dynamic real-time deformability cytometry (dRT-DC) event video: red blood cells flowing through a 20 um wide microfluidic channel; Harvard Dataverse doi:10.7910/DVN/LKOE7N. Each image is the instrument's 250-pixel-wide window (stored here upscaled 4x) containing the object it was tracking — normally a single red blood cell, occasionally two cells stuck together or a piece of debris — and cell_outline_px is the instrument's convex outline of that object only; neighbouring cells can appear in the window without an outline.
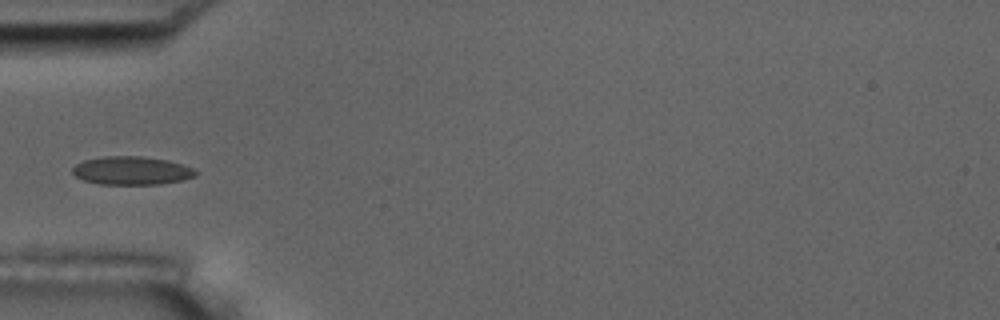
{"species": "common noctule bat (a hibernating species)", "species_latin": "Nyctalus noctula", "temperature_condition": "room temperature", "stored_images_in_passage": 10, "camera_frame_rate_fps": 3000, "um_per_image_px": 0.085, "animal": {"sex": "male", "body_mass_g": 17.5, "forearm_length_mm": 52.3}, "frame": {"image": 1, "passage_image": 6, "time_ms": 6.667, "image_size_px": [1000, 320], "cell_outline_px": [[196, 176], [184, 180], [160, 184], [100, 184], [84, 180], [76, 176], [72, 172], [72, 168], [76, 164], [84, 160], [104, 156], [140, 156], [168, 160], [192, 168], [196, 172]], "centroid_in_image_um": [11.18, 14.5], "position_along_channel_um": 73.8, "area_um2": 20.23}}
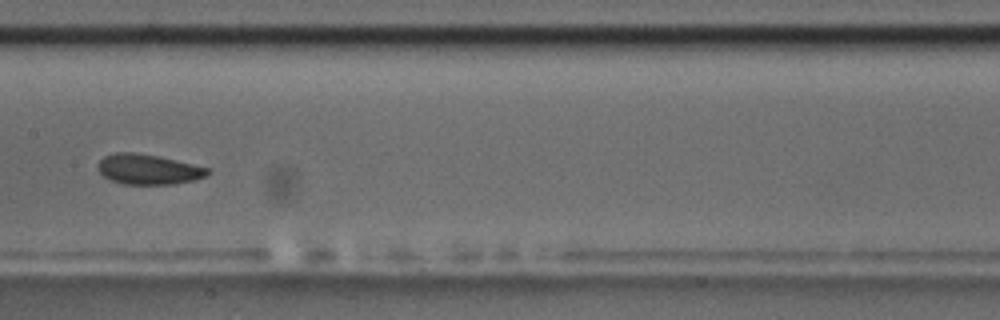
{"frame": {"image": 2, "passage_image": 9, "time_ms": 10.0, "image_size_px": [1000, 320], "cell_outline_px": [[212, 172], [196, 180], [176, 184], [124, 184], [112, 180], [104, 176], [100, 172], [96, 164], [104, 156], [116, 152], [136, 152], [160, 156], [208, 168]], "centroid_in_image_um": [12.61, 14.38], "position_along_channel_um": 194.8, "area_um2": 19.36}}
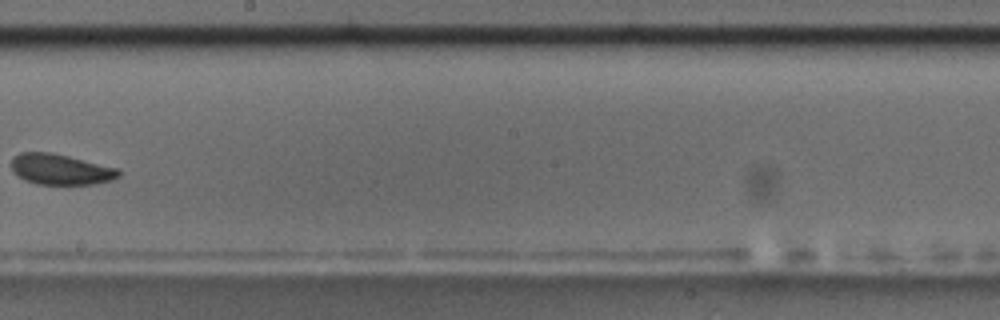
{"frame": {"image": 3, "passage_image": 10, "time_ms": 11.333, "image_size_px": [1000, 320], "cell_outline_px": [[120, 176], [112, 180], [92, 184], [36, 184], [24, 180], [12, 172], [12, 156], [20, 152], [52, 152], [120, 168]], "centroid_in_image_um": [5.15, 14.39], "position_along_channel_um": 243.1, "area_um2": 19.42}}